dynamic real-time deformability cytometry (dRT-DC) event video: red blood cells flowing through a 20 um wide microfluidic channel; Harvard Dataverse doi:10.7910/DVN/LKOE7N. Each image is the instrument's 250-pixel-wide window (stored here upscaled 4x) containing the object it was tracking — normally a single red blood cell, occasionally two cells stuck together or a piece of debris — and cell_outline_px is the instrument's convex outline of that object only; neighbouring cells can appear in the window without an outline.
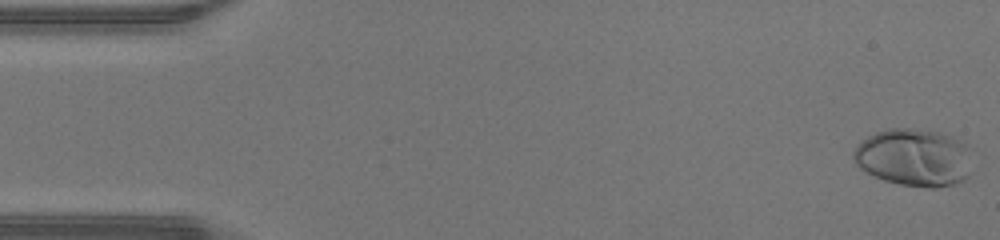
{"species": "human", "species_latin": "Homo sapiens", "temperature_condition": "warm", "stored_images_in_passage": 47, "camera_frame_rate_fps": 3000, "um_per_image_px": 0.085, "donor": {"sex": "male"}, "frame": {"image": 1, "passage_image": 1, "time_ms": 0.0, "image_size_px": [1000, 240], "cell_outline_px": [[972, 148], [968, 176], [964, 180], [952, 184], [936, 188], [928, 188], [900, 184], [884, 180], [860, 168], [852, 160], [852, 152], [856, 144], [868, 136], [876, 132], [888, 128], [912, 128], [940, 132], [952, 136], [968, 144]], "centroid_in_image_um": [77.7, 13.37], "position_along_channel_um": 7.3, "area_um2": 40.34}}
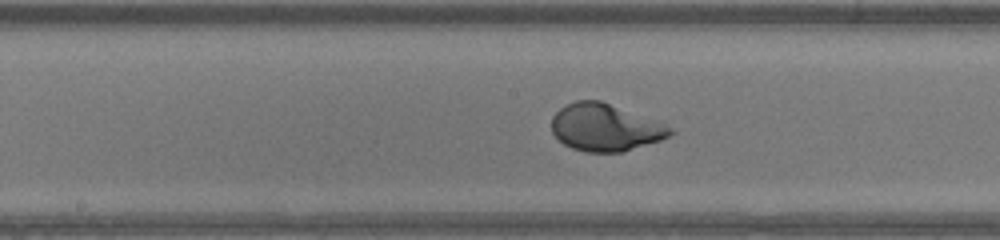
{"frame": {"image": 2, "passage_image": 24, "time_ms": 7.667, "image_size_px": [1000, 240], "cell_outline_px": [[676, 132], [660, 140], [624, 152], [588, 152], [572, 148], [564, 144], [552, 132], [552, 116], [560, 108], [576, 100], [600, 100], [664, 124], [672, 128]], "centroid_in_image_um": [51.43, 10.84], "position_along_channel_um": 196.8, "area_um2": 32.31}}
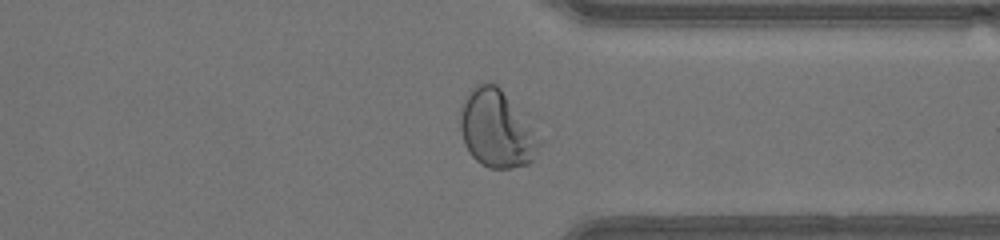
{"frame": {"image": 3, "passage_image": 36, "time_ms": 11.667, "image_size_px": [1000, 240], "cell_outline_px": [[540, 144], [532, 160], [528, 164], [512, 168], [488, 168], [480, 164], [468, 152], [464, 144], [460, 128], [460, 112], [464, 96], [476, 84], [488, 80], [496, 84], [528, 116], [540, 140]], "centroid_in_image_um": [42.21, 10.92], "position_along_channel_um": 369.2, "area_um2": 36.41}, "authors_computed_cell_mechanics": {"area_um2": 33.1772, "velocity_mm_per_s": 4.384, "shape_relaxation_time_tau1_ms": 2.8279, "shape_relaxation_time_tau2_ms": null, "deformation_change_tau1": 0.222, "deformation_change_tau2": null}}